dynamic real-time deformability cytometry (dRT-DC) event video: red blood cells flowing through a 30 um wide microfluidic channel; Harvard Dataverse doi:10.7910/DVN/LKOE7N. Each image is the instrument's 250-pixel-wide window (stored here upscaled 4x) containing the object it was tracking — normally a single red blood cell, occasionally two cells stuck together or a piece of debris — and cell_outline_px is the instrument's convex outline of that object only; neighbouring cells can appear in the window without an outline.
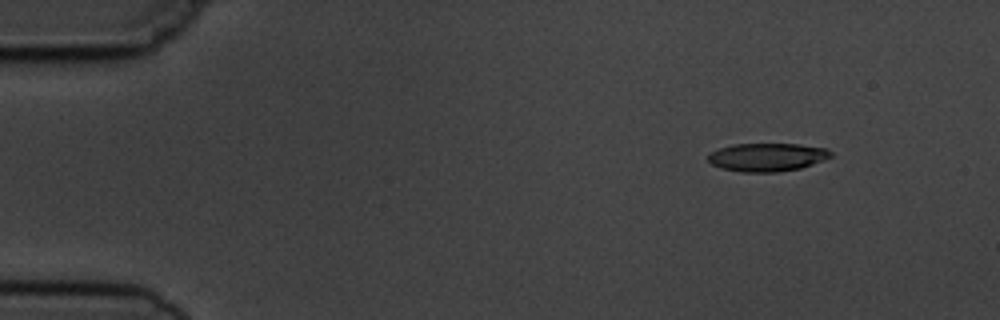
{"species": "common noctule bat (a hibernating species)", "species_latin": "Nyctalus noctula", "temperature_condition": "cold", "stored_images_in_passage": 5, "camera_frame_rate_fps": 3000, "um_per_image_px": 0.085, "animal": {"sex": "male", "body_mass_g": 19.5, "forearm_length_mm": 54.6}, "frame": {"image": 1, "passage_image": 2, "time_ms": 1.333, "image_size_px": [1000, 320], "cell_outline_px": [[832, 156], [824, 160], [800, 168], [776, 172], [740, 172], [720, 168], [712, 164], [708, 160], [708, 156], [712, 152], [720, 148], [732, 144], [800, 144], [824, 148], [832, 152]], "centroid_in_image_um": [65.2, 13.36], "position_along_channel_um": 19.8, "area_um2": 20.11}}
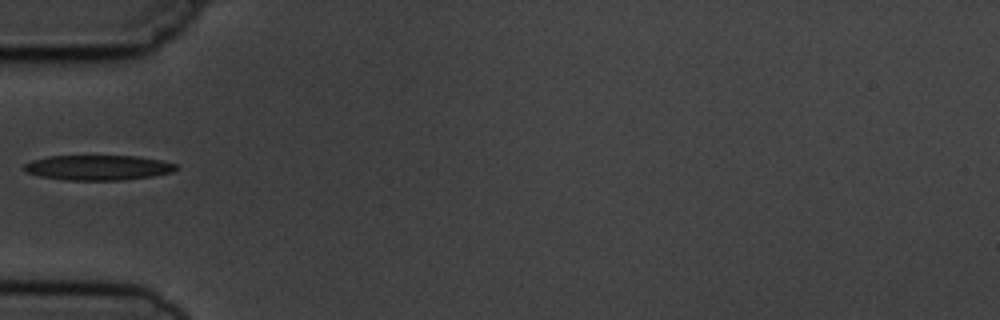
{"frame": {"image": 2, "passage_image": 5, "time_ms": 5.333, "image_size_px": [1000, 320], "cell_outline_px": [[176, 168], [172, 172], [152, 176], [124, 180], [64, 180], [40, 176], [24, 172], [20, 168], [24, 164], [32, 160], [48, 156], [136, 156], [160, 160], [176, 164]], "centroid_in_image_um": [8.26, 14.25], "position_along_channel_um": 76.7, "area_um2": 22.25}}